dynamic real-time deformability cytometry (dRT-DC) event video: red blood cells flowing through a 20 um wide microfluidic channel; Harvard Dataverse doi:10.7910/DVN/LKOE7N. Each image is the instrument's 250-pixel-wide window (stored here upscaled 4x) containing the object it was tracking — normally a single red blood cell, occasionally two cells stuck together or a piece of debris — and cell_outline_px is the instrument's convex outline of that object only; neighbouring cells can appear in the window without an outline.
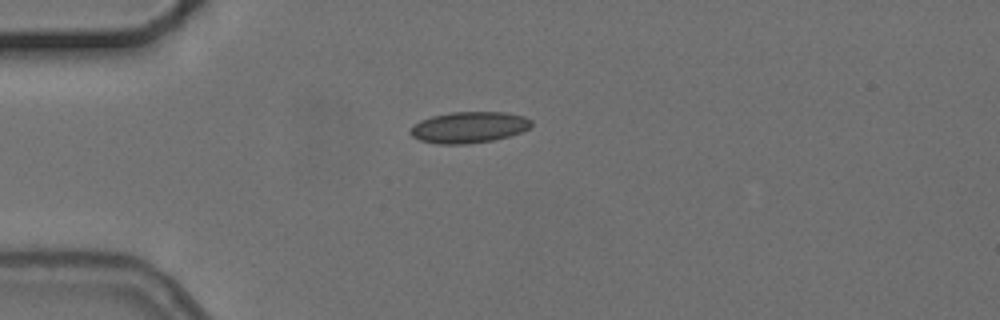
{"species": "common noctule bat (a hibernating species)", "species_latin": "Nyctalus noctula", "temperature_condition": "cold", "stored_images_in_passage": 3, "camera_frame_rate_fps": 3000, "um_per_image_px": 0.085, "animal": {"sex": "female", "body_mass_g": 24.6, "forearm_length_mm": 56.2}, "frame": {"image": 1, "passage_image": 1, "time_ms": 0.0, "image_size_px": [1000, 320], "cell_outline_px": [[532, 124], [528, 128], [520, 132], [508, 136], [492, 140], [468, 144], [436, 144], [420, 140], [412, 136], [408, 132], [420, 120], [432, 116], [452, 112], [504, 112], [524, 116], [532, 120]], "centroid_in_image_um": [39.85, 10.82], "position_along_channel_um": 45.2, "area_um2": 21.91}}
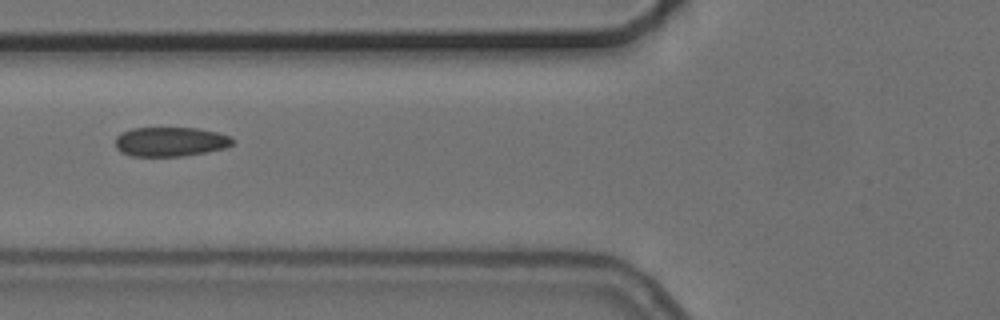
{"frame": {"image": 2, "passage_image": 3, "time_ms": 2.333, "image_size_px": [1000, 320], "cell_outline_px": [[236, 140], [232, 144], [224, 148], [208, 152], [180, 156], [132, 156], [120, 152], [116, 148], [116, 136], [120, 132], [132, 128], [196, 128], [216, 132], [232, 136]], "centroid_in_image_um": [14.48, 12.04], "position_along_channel_um": 111.3, "area_um2": 20.23}}